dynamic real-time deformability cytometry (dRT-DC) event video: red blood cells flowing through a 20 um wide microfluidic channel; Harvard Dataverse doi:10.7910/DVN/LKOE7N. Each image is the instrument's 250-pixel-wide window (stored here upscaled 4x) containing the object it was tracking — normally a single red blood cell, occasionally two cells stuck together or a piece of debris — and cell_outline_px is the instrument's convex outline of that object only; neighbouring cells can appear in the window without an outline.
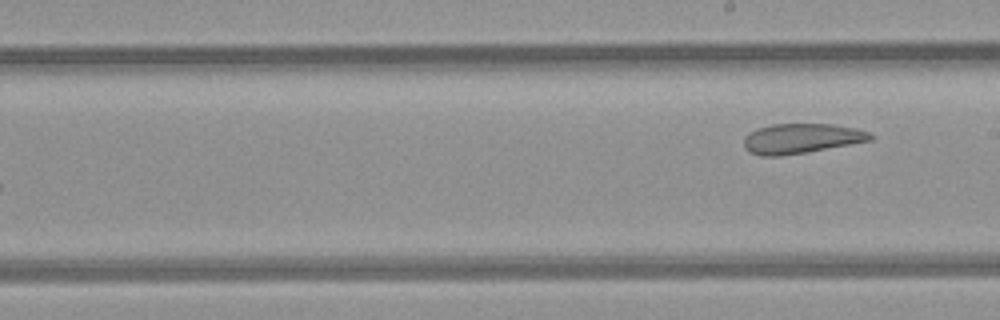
{"species": "common noctule bat (a hibernating species)", "species_latin": "Nyctalus noctula", "temperature_condition": "room temperature", "stored_images_in_passage": 9, "segment_of_instrument_passage": [2, 2], "camera_frame_rate_fps": 3000, "um_per_image_px": 0.085, "animal": {"sex": "female", "body_mass_g": 21.9}, "frame": {"image": 1, "passage_image": 9, "time_ms": 10.333, "image_size_px": [1000, 320], "cell_outline_px": [[872, 140], [804, 152], [780, 156], [760, 156], [748, 152], [744, 148], [744, 140], [756, 128], [772, 124], [832, 124], [856, 128], [868, 132], [872, 136]], "centroid_in_image_um": [68.08, 11.77], "position_along_channel_um": 220.9, "area_um2": 21.73}}